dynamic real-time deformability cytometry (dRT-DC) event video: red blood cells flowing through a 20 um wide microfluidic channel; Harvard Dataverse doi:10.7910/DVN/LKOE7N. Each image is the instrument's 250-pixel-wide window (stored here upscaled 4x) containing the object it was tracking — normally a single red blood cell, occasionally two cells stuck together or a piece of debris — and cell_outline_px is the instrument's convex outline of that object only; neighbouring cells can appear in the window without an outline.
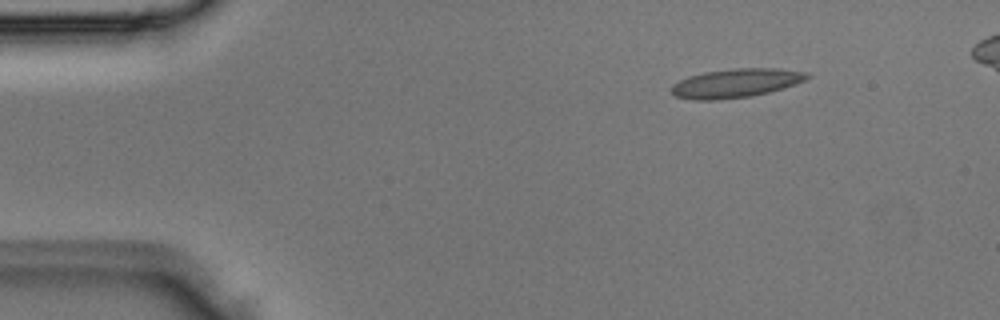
{"species": "Egyptian fruit bat (a non-hibernating species)", "species_latin": "Rousettus aegyptiacus", "temperature_condition": "room temperature", "stored_images_in_passage": 4, "camera_frame_rate_fps": 3000, "um_per_image_px": 0.085, "animal": {"sex": "male"}, "frame": {"image": 1, "passage_image": 1, "time_ms": 0.0, "image_size_px": [1000, 320], "cell_outline_px": [[812, 76], [796, 84], [784, 88], [752, 96], [716, 100], [692, 100], [676, 96], [672, 92], [672, 84], [688, 76], [704, 72], [736, 68], [776, 68], [808, 72]], "centroid_in_image_um": [62.57, 7.06], "position_along_channel_um": 22.4, "area_um2": 22.89}}
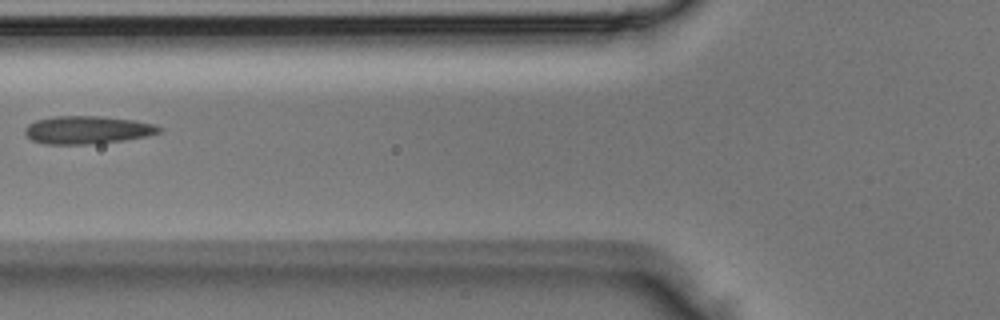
{"frame": {"image": 2, "passage_image": 4, "time_ms": 1.0, "image_size_px": [1000, 320], "cell_outline_px": [[164, 128], [160, 132], [148, 136], [124, 140], [88, 144], [44, 144], [32, 140], [24, 132], [24, 128], [28, 124], [36, 120], [56, 116], [100, 116], [136, 120], [152, 124]], "centroid_in_image_um": [7.43, 11.04], "position_along_channel_um": 118.4, "area_um2": 21.85}}